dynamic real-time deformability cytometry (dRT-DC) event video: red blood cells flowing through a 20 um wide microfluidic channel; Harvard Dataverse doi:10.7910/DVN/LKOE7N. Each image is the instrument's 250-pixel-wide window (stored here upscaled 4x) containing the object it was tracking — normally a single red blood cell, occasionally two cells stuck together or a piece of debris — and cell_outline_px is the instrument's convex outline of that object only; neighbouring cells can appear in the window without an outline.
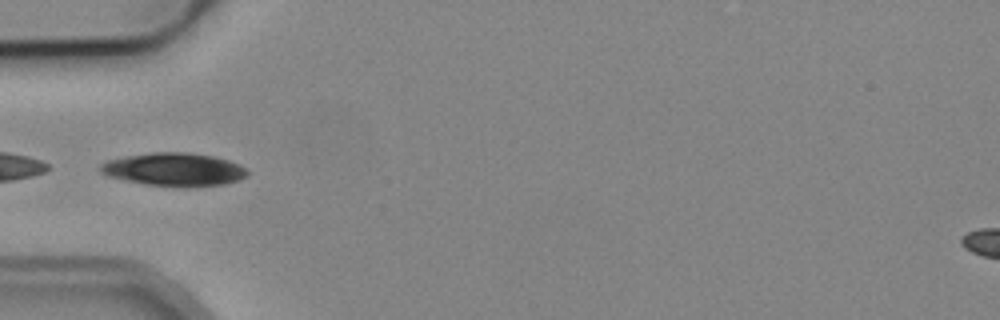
{"species": "common noctule bat (a hibernating species)", "species_latin": "Nyctalus noctula", "temperature_condition": "cold", "stored_images_in_passage": 12, "camera_frame_rate_fps": 3000, "um_per_image_px": 0.085, "animal": {"sex": "male", "body_mass_g": 19.2, "forearm_length_mm": 51.8}, "frame": {"image": 1, "passage_image": 1, "time_ms": 0.0, "image_size_px": [1000, 320], "cell_outline_px": [[248, 172], [244, 176], [236, 180], [224, 184], [148, 184], [108, 176], [100, 172], [100, 164], [108, 160], [124, 156], [152, 152], [188, 152], [212, 156], [228, 160], [240, 164]], "centroid_in_image_um": [14.74, 14.34], "position_along_channel_um": 70.3, "area_um2": 27.17}}
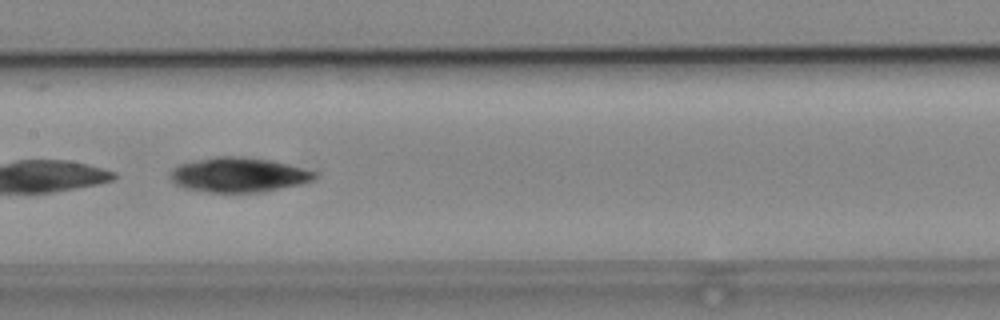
{"frame": {"image": 2, "passage_image": 10, "time_ms": 3.0, "image_size_px": [1000, 320], "cell_outline_px": [[316, 176], [312, 180], [296, 184], [260, 192], [208, 192], [184, 188], [176, 184], [168, 176], [172, 168], [180, 164], [216, 156], [240, 156], [272, 160], [316, 172]], "centroid_in_image_um": [20.21, 14.85], "position_along_channel_um": 187.2, "area_um2": 28.78}}